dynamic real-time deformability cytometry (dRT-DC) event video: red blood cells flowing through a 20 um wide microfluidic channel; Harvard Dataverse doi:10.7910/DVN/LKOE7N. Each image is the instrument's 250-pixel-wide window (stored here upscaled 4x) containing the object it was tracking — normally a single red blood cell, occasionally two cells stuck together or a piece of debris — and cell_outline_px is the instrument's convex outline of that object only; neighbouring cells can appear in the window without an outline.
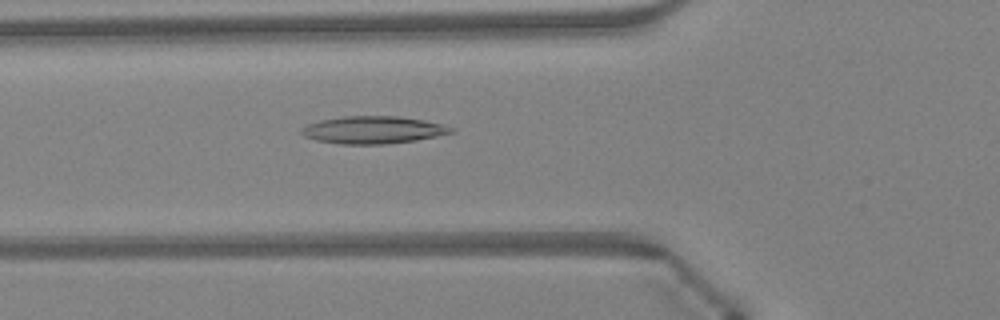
{"species": "Egyptian fruit bat (a non-hibernating species)", "species_latin": "Rousettus aegyptiacus", "temperature_condition": "warm", "stored_images_in_passage": 47, "camera_frame_rate_fps": 3000, "um_per_image_px": 0.085, "animal": {"sex": "female"}, "frame": {"image": 1, "passage_image": 17, "time_ms": 5.333, "image_size_px": [1000, 320], "cell_outline_px": [[456, 132], [416, 140], [384, 144], [340, 144], [316, 140], [304, 136], [300, 132], [300, 128], [308, 124], [320, 120], [344, 116], [396, 116], [424, 120], [456, 128]], "centroid_in_image_um": [31.71, 11.04], "position_along_channel_um": 94.1, "area_um2": 23.93}}
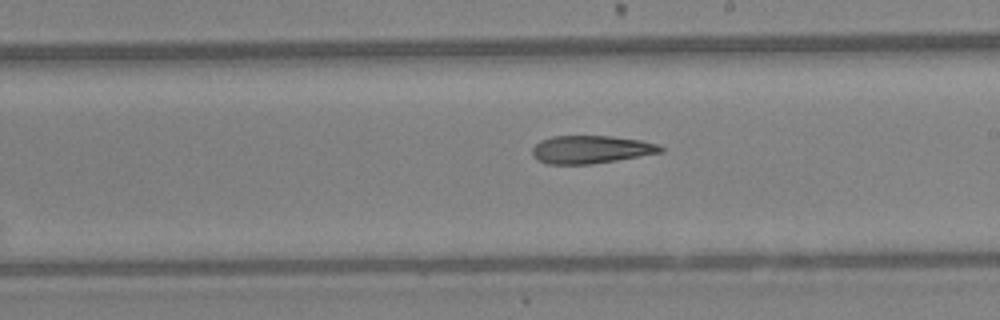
{"frame": {"image": 2, "passage_image": 27, "time_ms": 8.667, "image_size_px": [1000, 320], "cell_outline_px": [[664, 152], [592, 164], [548, 164], [540, 160], [532, 152], [532, 148], [540, 140], [552, 136], [612, 136], [640, 140], [660, 144], [664, 148]], "centroid_in_image_um": [50.28, 12.7], "position_along_channel_um": 238.7, "area_um2": 20.81}}
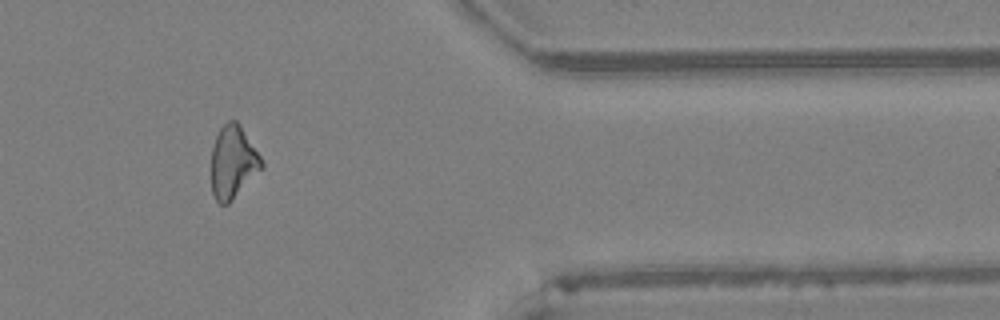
{"frame": {"image": 3, "passage_image": 39, "time_ms": 12.667, "image_size_px": [1000, 320], "cell_outline_px": [[264, 164], [228, 204], [220, 204], [216, 200], [212, 192], [212, 144], [220, 128], [228, 120], [236, 120], [240, 124], [260, 156]], "centroid_in_image_um": [19.77, 13.74], "position_along_channel_um": 391.6, "area_um2": 20.81}}